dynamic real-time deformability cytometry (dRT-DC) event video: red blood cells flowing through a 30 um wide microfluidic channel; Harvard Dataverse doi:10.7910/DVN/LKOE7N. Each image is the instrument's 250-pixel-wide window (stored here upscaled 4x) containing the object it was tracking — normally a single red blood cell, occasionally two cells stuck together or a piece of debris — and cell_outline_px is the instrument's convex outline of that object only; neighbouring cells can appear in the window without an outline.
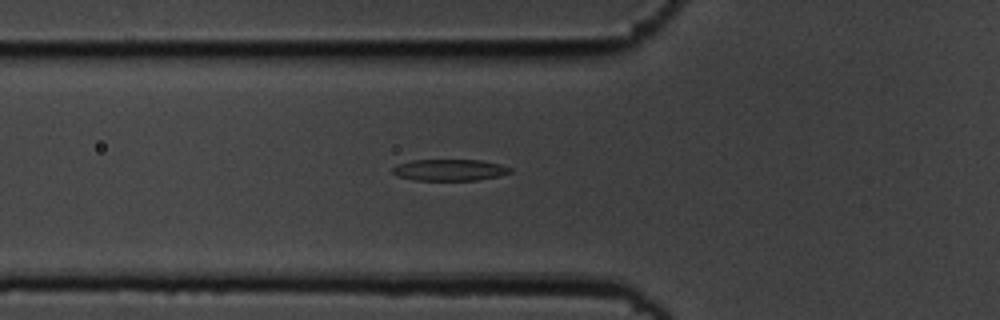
{"species": "common noctule bat (a hibernating species)", "species_latin": "Nyctalus noctula", "temperature_condition": "cold", "stored_images_in_passage": 39, "camera_frame_rate_fps": 3000, "um_per_image_px": 0.085, "animal": {"sex": "male", "body_mass_g": 19.5, "forearm_length_mm": 54.6}, "frame": {"image": 1, "passage_image": 3, "time_ms": 0.667, "image_size_px": [1000, 320], "cell_outline_px": [[512, 172], [500, 176], [476, 180], [416, 180], [396, 176], [392, 172], [392, 168], [400, 164], [412, 160], [480, 160], [500, 164], [512, 168]], "centroid_in_image_um": [38.24, 14.45], "position_along_channel_um": 87.6, "area_um2": 14.68}}
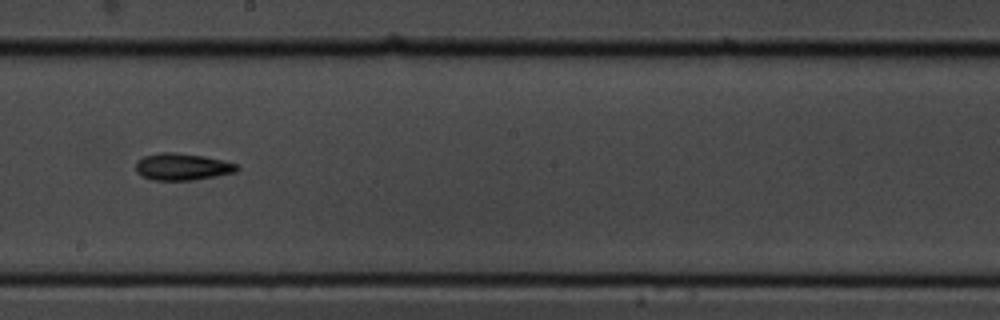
{"frame": {"image": 2, "passage_image": 15, "time_ms": 4.667, "image_size_px": [1000, 320], "cell_outline_px": [[240, 168], [236, 172], [216, 176], [192, 180], [152, 180], [140, 176], [136, 172], [136, 160], [144, 156], [160, 152], [172, 152], [204, 156], [224, 160], [236, 164]], "centroid_in_image_um": [15.47, 14.17], "position_along_channel_um": 232.7, "area_um2": 16.01}}
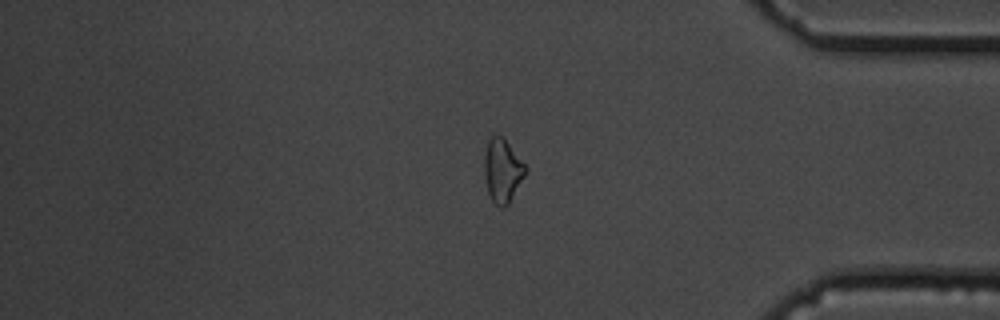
{"frame": {"image": 3, "passage_image": 30, "time_ms": 9.667, "image_size_px": [1000, 320], "cell_outline_px": [[528, 172], [508, 204], [504, 208], [500, 208], [492, 200], [488, 192], [484, 176], [484, 156], [488, 140], [492, 136], [504, 136], [528, 168]], "centroid_in_image_um": [42.73, 14.49], "position_along_channel_um": 392.5, "area_um2": 15.49}, "authors_computed_cell_mechanics": {"area_um2": 15.4904, "velocity_mm_per_s": 3.6116, "shape_relaxation_time_tau1_ms": 3.8875, "shape_relaxation_time_tau2_ms": null, "deformation_change_tau1": 0.1464, "deformation_change_tau2": null}}